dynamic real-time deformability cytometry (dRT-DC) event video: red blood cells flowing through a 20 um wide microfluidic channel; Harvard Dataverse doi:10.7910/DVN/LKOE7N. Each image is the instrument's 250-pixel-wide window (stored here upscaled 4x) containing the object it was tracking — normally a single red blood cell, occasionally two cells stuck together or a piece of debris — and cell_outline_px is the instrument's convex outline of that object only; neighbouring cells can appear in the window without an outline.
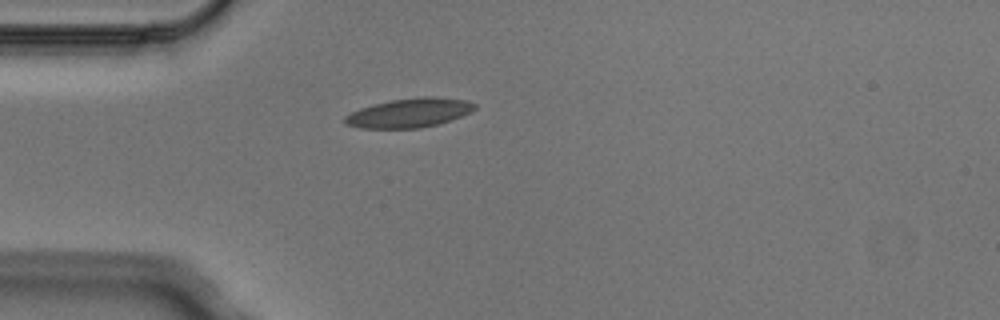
{"species": "Egyptian fruit bat (a non-hibernating species)", "species_latin": "Rousettus aegyptiacus", "temperature_condition": "cold", "stored_images_in_passage": 5, "camera_frame_rate_fps": 3000, "um_per_image_px": 0.085, "animal": {"sex": "male"}, "frame": {"image": 1, "passage_image": 5, "time_ms": 1.333, "image_size_px": [1000, 320], "cell_outline_px": [[476, 108], [472, 112], [452, 120], [440, 124], [420, 128], [360, 128], [344, 124], [344, 116], [360, 108], [372, 104], [392, 100], [424, 96], [432, 96], [468, 100], [476, 104]], "centroid_in_image_um": [34.82, 9.59], "position_along_channel_um": 50.2, "area_um2": 22.31}}